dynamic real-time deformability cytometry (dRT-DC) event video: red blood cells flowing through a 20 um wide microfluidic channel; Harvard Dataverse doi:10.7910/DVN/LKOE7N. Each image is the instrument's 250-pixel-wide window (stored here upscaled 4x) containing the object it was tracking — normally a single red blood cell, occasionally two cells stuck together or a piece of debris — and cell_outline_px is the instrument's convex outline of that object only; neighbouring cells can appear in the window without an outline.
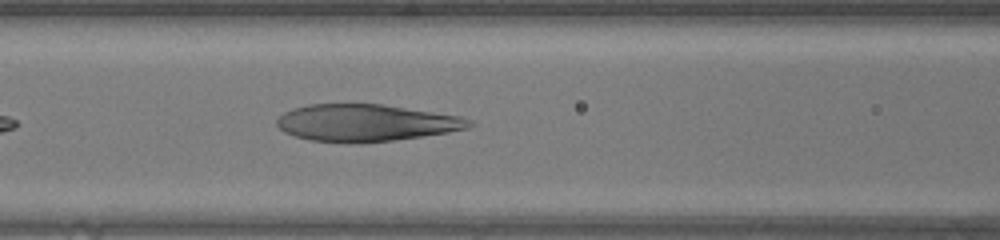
{"species": "human", "species_latin": "Homo sapiens", "temperature_condition": "warm", "stored_images_in_passage": 35, "camera_frame_rate_fps": 3000, "um_per_image_px": 0.085, "donor": {"sex": "female"}, "frame": {"image": 1, "passage_image": 7, "time_ms": 2.0, "image_size_px": [1000, 240], "cell_outline_px": [[476, 124], [468, 128], [448, 132], [424, 136], [392, 140], [308, 140], [284, 132], [276, 124], [276, 120], [284, 112], [292, 108], [308, 104], [384, 104], [460, 116], [472, 120]], "centroid_in_image_um": [31.14, 10.39], "position_along_channel_um": 135.5, "area_um2": 40.58}}
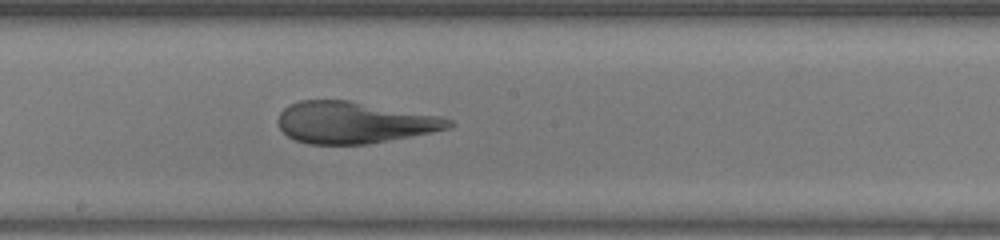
{"frame": {"image": 2, "passage_image": 13, "time_ms": 4.0, "image_size_px": [1000, 240], "cell_outline_px": [[456, 124], [448, 128], [368, 144], [308, 144], [296, 140], [288, 136], [280, 128], [276, 120], [280, 112], [288, 104], [300, 100], [348, 100], [440, 116], [452, 120]], "centroid_in_image_um": [30.04, 10.4], "position_along_channel_um": 218.2, "area_um2": 41.15}}
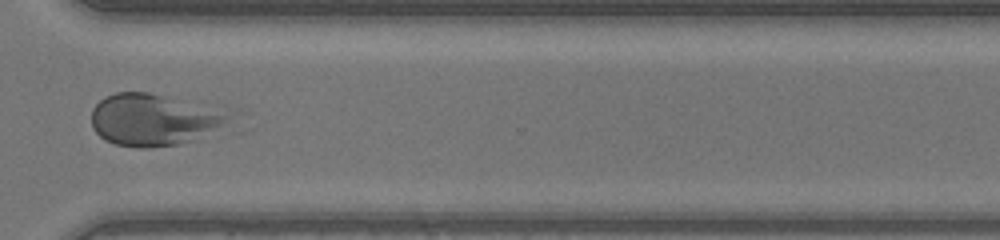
{"frame": {"image": 3, "passage_image": 23, "time_ms": 7.333, "image_size_px": [1000, 240], "cell_outline_px": [[228, 116], [220, 124], [188, 140], [176, 144], [148, 148], [136, 148], [116, 144], [104, 140], [92, 128], [92, 108], [104, 96], [116, 92], [148, 92]], "centroid_in_image_um": [12.72, 10.2], "position_along_channel_um": 357.9, "area_um2": 38.78}, "authors_computed_cell_mechanics": {"area_um2": 42.4252, "velocity_mm_per_s": 4.1508, "shape_relaxation_time_tau1_ms": null, "shape_relaxation_time_tau2_ms": 1.1812, "deformation_change_tau1": null, "deformation_change_tau2": 0.0941}}